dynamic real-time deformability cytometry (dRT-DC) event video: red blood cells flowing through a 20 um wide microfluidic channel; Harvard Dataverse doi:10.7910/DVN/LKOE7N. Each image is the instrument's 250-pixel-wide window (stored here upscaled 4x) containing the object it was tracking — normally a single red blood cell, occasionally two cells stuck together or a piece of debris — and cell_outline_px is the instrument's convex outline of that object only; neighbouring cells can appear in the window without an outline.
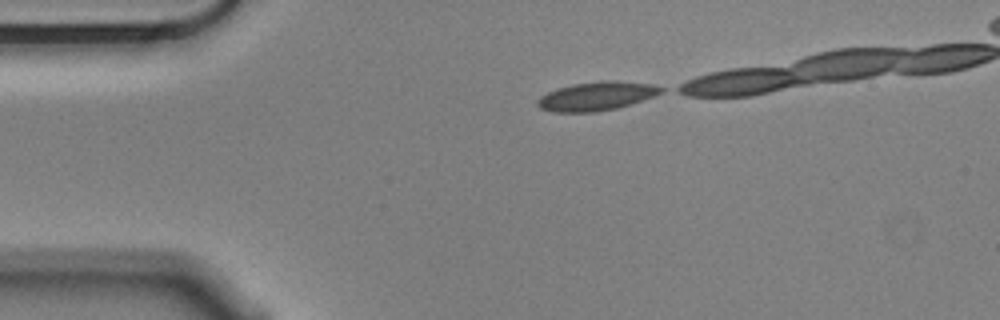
{"species": "Egyptian fruit bat (a non-hibernating species)", "species_latin": "Rousettus aegyptiacus", "temperature_condition": "cold", "stored_images_in_passage": 14, "camera_frame_rate_fps": 3000, "um_per_image_px": 0.085, "animal": {"sex": "male"}, "frame": {"image": 1, "passage_image": 1, "time_ms": 0.0, "image_size_px": [1000, 320], "cell_outline_px": [[664, 92], [616, 108], [596, 112], [552, 112], [540, 108], [536, 104], [536, 100], [540, 96], [548, 92], [572, 84], [604, 80], [612, 80], [652, 84], [664, 88]], "centroid_in_image_um": [50.67, 8.17], "position_along_channel_um": 34.3, "area_um2": 20.52}}
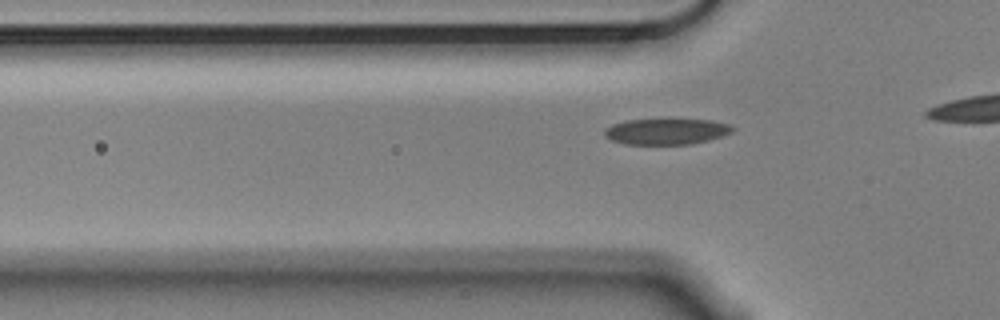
{"frame": {"image": 2, "passage_image": 7, "time_ms": 2.0, "image_size_px": [1000, 320], "cell_outline_px": [[736, 128], [732, 132], [708, 140], [692, 144], [624, 144], [612, 140], [604, 136], [604, 128], [612, 124], [628, 120], [712, 120], [732, 124]], "centroid_in_image_um": [56.65, 11.18], "position_along_channel_um": 69.1, "area_um2": 19.31}}
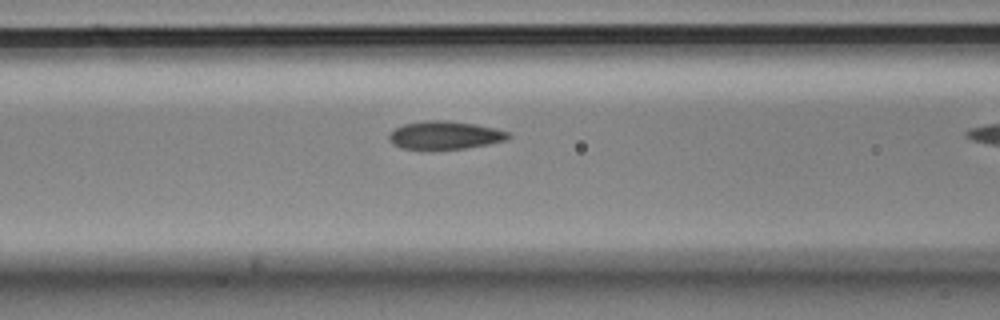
{"frame": {"image": 3, "passage_image": 12, "time_ms": 3.667, "image_size_px": [1000, 320], "cell_outline_px": [[512, 136], [508, 140], [488, 144], [464, 148], [400, 148], [392, 144], [388, 140], [388, 132], [404, 124], [428, 120], [444, 120], [476, 124], [496, 128], [512, 132]], "centroid_in_image_um": [37.85, 11.47], "position_along_channel_um": 128.7, "area_um2": 19.54}}